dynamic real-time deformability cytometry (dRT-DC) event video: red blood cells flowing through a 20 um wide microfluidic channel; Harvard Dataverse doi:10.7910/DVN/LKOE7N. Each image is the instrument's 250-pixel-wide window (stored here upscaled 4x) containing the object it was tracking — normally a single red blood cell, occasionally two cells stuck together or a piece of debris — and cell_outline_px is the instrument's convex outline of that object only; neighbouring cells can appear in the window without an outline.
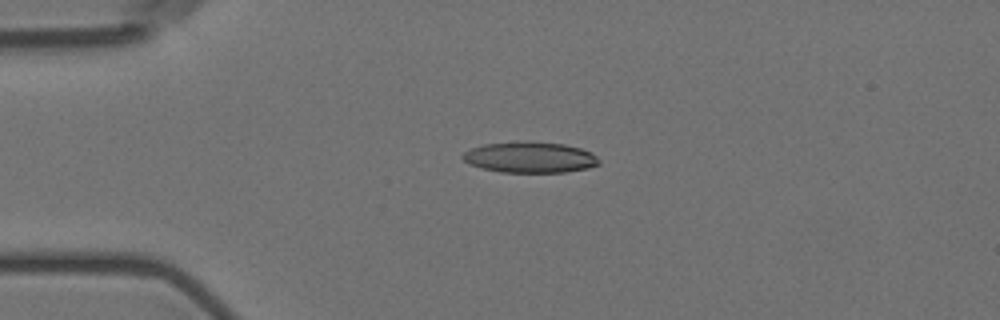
{"species": "Egyptian fruit bat (a non-hibernating species)", "species_latin": "Rousettus aegyptiacus", "temperature_condition": "room temperature", "stored_images_in_passage": 5, "camera_frame_rate_fps": 3000, "um_per_image_px": 0.085, "animal": {"sex": "female"}, "frame": {"image": 1, "passage_image": 3, "time_ms": 3.0, "image_size_px": [1000, 320], "cell_outline_px": [[600, 164], [588, 168], [564, 172], [500, 172], [480, 168], [468, 164], [460, 156], [464, 152], [472, 148], [484, 144], [564, 144], [580, 148], [592, 152], [600, 160]], "centroid_in_image_um": [45.06, 13.42], "position_along_channel_um": 39.9, "area_um2": 23.7}}
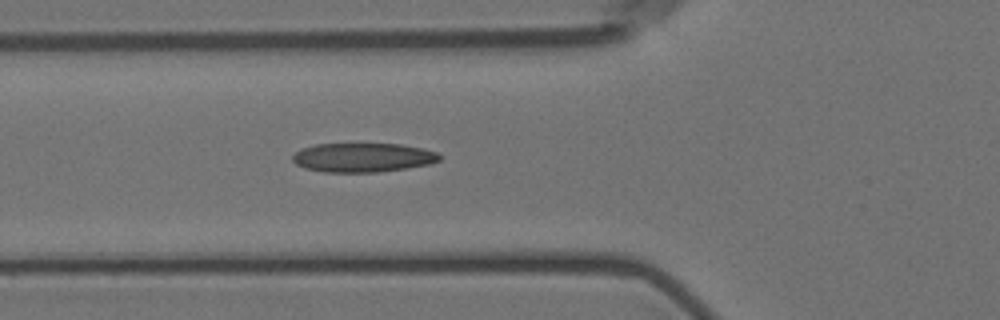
{"frame": {"image": 2, "passage_image": 5, "time_ms": 5.333, "image_size_px": [1000, 320], "cell_outline_px": [[440, 160], [428, 164], [404, 168], [376, 172], [324, 172], [304, 168], [296, 164], [292, 160], [292, 156], [300, 148], [316, 144], [400, 144], [420, 148], [436, 152], [440, 156]], "centroid_in_image_um": [30.78, 13.39], "position_along_channel_um": 95.0, "area_um2": 24.74}}